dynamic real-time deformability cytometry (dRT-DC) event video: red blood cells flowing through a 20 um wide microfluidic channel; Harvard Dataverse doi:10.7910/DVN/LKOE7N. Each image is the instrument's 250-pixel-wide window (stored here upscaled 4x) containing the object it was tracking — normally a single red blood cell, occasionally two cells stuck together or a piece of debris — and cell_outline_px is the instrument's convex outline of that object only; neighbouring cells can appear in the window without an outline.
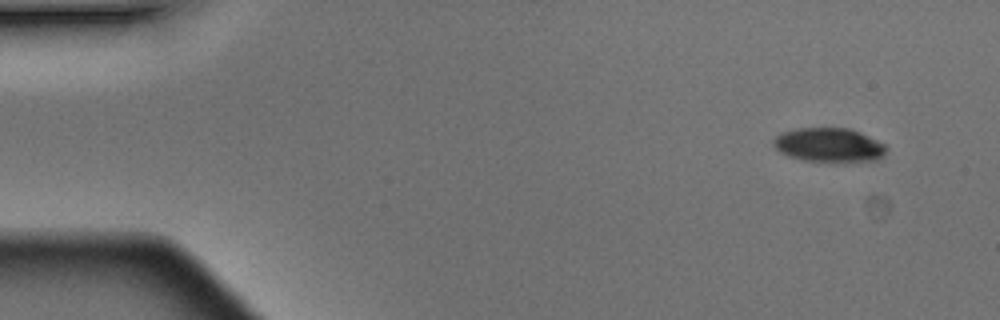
{"species": "Egyptian fruit bat (a non-hibernating species)", "species_latin": "Rousettus aegyptiacus", "temperature_condition": "warm", "stored_images_in_passage": 3, "camera_frame_rate_fps": 3000, "um_per_image_px": 0.085, "animal": {"sex": "male"}, "frame": {"image": 1, "passage_image": 1, "time_ms": 0.0, "image_size_px": [1000, 320], "cell_outline_px": [[884, 152], [876, 160], [804, 160], [788, 156], [780, 152], [772, 144], [772, 140], [780, 132], [796, 128], [848, 128], [860, 132], [884, 144]], "centroid_in_image_um": [70.37, 12.29], "position_along_channel_um": 14.6, "area_um2": 21.79}}